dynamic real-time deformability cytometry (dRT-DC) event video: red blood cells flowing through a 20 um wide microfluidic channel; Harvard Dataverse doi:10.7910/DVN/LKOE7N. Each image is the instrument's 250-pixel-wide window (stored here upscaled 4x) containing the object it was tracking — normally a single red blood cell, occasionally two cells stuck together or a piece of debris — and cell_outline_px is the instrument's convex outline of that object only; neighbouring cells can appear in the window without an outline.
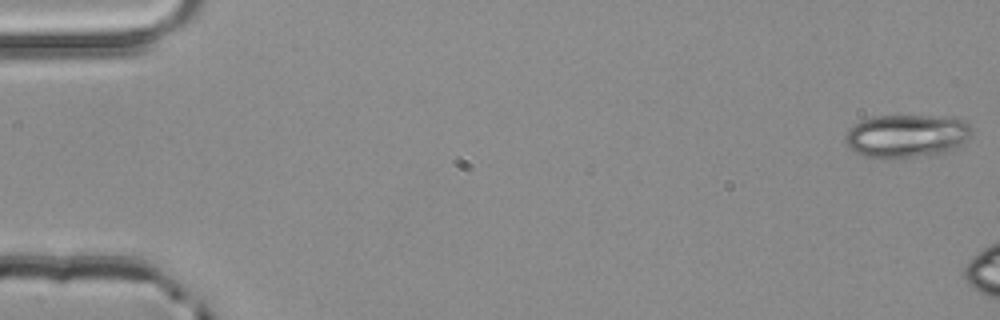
{"species": "common noctule bat (a hibernating species)", "species_latin": "Nyctalus noctula", "temperature_condition": "room temperature", "stored_images_in_passage": 3, "camera_frame_rate_fps": 3000, "um_per_image_px": 0.085, "animal": {"sex": "male", "body_mass_g": 20.4}, "frame": {"image": 1, "passage_image": 1, "time_ms": 0.0, "image_size_px": [1000, 320], "cell_outline_px": [[972, 132], [964, 144], [956, 148], [936, 156], [884, 160], [864, 156], [856, 152], [844, 140], [844, 136], [860, 120], [876, 116], [952, 116], [964, 120], [972, 128]], "centroid_in_image_um": [77.13, 11.59], "position_along_channel_um": 7.9, "area_um2": 32.6}}